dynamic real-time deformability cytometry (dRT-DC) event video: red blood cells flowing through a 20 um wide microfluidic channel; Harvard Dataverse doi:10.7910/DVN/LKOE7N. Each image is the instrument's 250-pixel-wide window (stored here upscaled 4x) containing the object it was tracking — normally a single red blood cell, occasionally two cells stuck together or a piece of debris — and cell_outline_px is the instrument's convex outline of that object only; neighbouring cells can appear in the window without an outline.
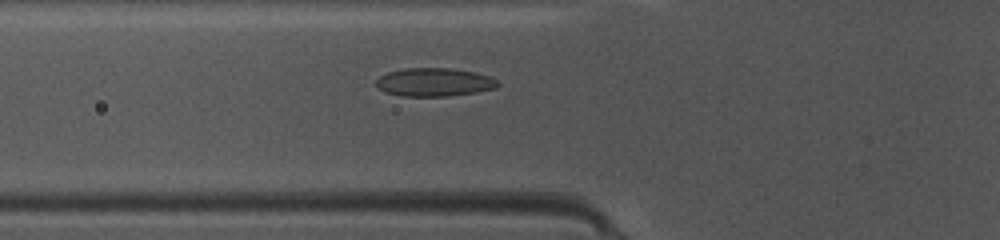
{"species": "common noctule bat (a hibernating species)", "species_latin": "Nyctalus noctula", "temperature_condition": "warm", "stored_images_in_passage": 49, "camera_frame_rate_fps": 3000, "um_per_image_px": 0.085, "animal": {"sex": "female", "body_mass_g": 10.0, "forearm_length_mm": 53.1}, "frame": {"image": 1, "passage_image": 18, "time_ms": 5.667, "image_size_px": [1000, 240], "cell_outline_px": [[500, 84], [496, 88], [476, 92], [448, 96], [400, 96], [384, 92], [376, 84], [376, 80], [380, 76], [388, 72], [408, 68], [452, 68], [476, 72], [488, 76], [496, 80]], "centroid_in_image_um": [36.92, 6.98], "position_along_channel_um": 88.9, "area_um2": 20.06}}
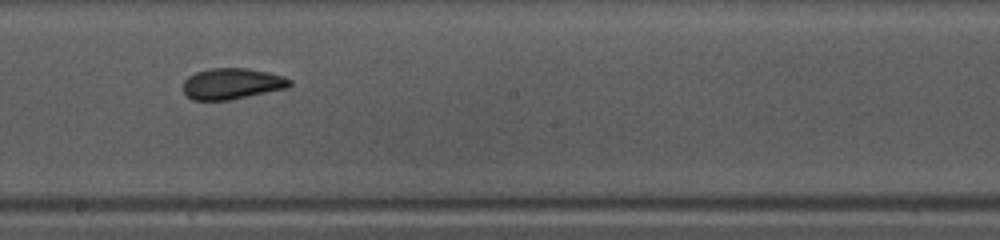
{"frame": {"image": 2, "passage_image": 28, "time_ms": 9.0, "image_size_px": [1000, 240], "cell_outline_px": [[292, 84], [288, 88], [228, 100], [192, 100], [184, 92], [184, 80], [188, 76], [196, 72], [208, 68], [248, 68], [268, 72], [284, 76], [292, 80]], "centroid_in_image_um": [19.74, 7.1], "position_along_channel_um": 228.5, "area_um2": 19.36}}
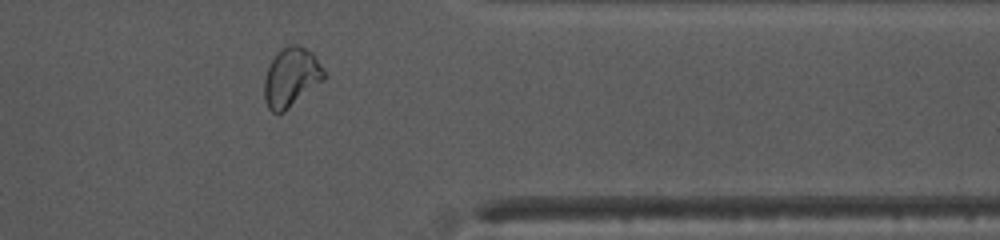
{"frame": {"image": 3, "passage_image": 40, "time_ms": 13.0, "image_size_px": [1000, 240], "cell_outline_px": [[324, 80], [284, 112], [272, 112], [268, 108], [264, 100], [264, 80], [268, 68], [276, 52], [288, 44], [300, 44], [312, 52], [324, 72]], "centroid_in_image_um": [24.73, 6.56], "position_along_channel_um": 386.7, "area_um2": 20.52}, "authors_computed_cell_mechanics": {"area_um2": 19.7676, "velocity_mm_per_s": 4.1502, "shape_relaxation_time_tau1_ms": null, "shape_relaxation_time_tau2_ms": 1.4942, "deformation_change_tau1": null, "deformation_change_tau2": 0.0548}}